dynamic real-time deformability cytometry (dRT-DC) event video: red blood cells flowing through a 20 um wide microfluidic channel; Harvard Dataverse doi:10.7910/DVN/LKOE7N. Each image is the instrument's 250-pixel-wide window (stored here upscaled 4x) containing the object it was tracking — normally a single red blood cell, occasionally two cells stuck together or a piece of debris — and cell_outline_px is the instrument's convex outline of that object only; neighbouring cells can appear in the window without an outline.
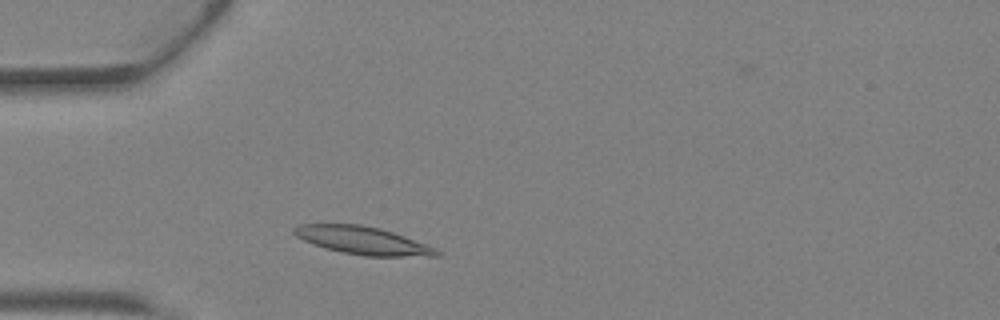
{"species": "Egyptian fruit bat (a non-hibernating species)", "species_latin": "Rousettus aegyptiacus", "temperature_condition": "warm", "stored_images_in_passage": 28, "camera_frame_rate_fps": 3000, "um_per_image_px": 0.085, "animal": {"sex": "female"}, "frame": {"image": 1, "passage_image": 5, "time_ms": 1.333, "image_size_px": [1000, 320], "cell_outline_px": [[440, 256], [364, 256], [340, 252], [324, 248], [312, 244], [296, 236], [292, 232], [292, 228], [300, 224], [360, 224], [380, 228], [404, 236], [436, 248], [440, 252]], "centroid_in_image_um": [30.8, 20.44], "position_along_channel_um": 54.2, "area_um2": 23.12}}
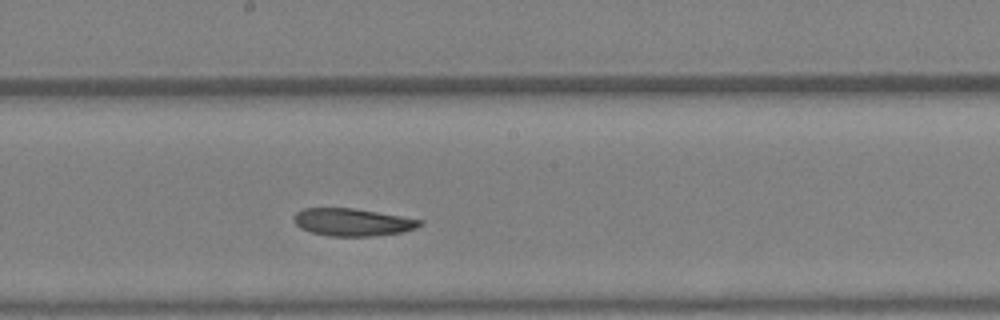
{"frame": {"image": 2, "passage_image": 16, "time_ms": 5.0, "image_size_px": [1000, 320], "cell_outline_px": [[424, 224], [416, 228], [404, 232], [372, 236], [328, 236], [312, 232], [300, 228], [292, 220], [296, 212], [304, 208], [352, 208], [424, 220]], "centroid_in_image_um": [29.97, 18.89], "position_along_channel_um": 218.2, "area_um2": 20.23}}
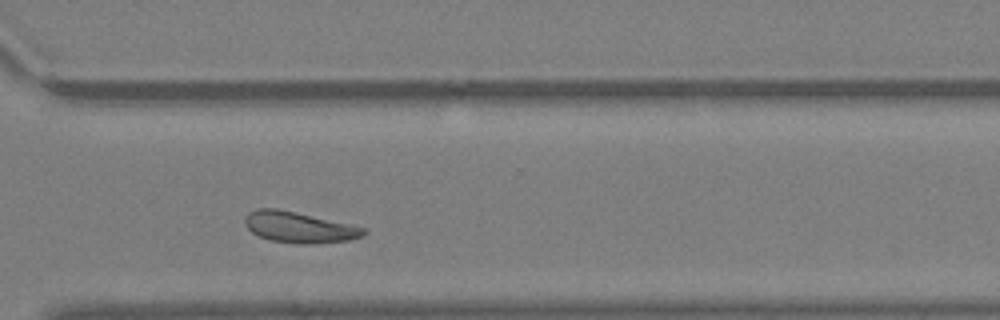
{"frame": {"image": 3, "passage_image": 24, "time_ms": 7.667, "image_size_px": [1000, 320], "cell_outline_px": [[368, 232], [364, 236], [348, 240], [304, 244], [300, 244], [272, 240], [260, 236], [252, 232], [244, 224], [244, 216], [248, 212], [256, 208], [276, 208], [296, 212], [368, 228]], "centroid_in_image_um": [25.43, 19.3], "position_along_channel_um": 345.2, "area_um2": 21.39}, "authors_computed_cell_mechanics": {"area_um2": 21.3282, "velocity_mm_per_s": 4.7613, "shape_relaxation_time_tau1_ms": 3.0126, "shape_relaxation_time_tau2_ms": 5.4131, "deformation_change_tau1": 0.1274, "deformation_change_tau2": 0.0949}}